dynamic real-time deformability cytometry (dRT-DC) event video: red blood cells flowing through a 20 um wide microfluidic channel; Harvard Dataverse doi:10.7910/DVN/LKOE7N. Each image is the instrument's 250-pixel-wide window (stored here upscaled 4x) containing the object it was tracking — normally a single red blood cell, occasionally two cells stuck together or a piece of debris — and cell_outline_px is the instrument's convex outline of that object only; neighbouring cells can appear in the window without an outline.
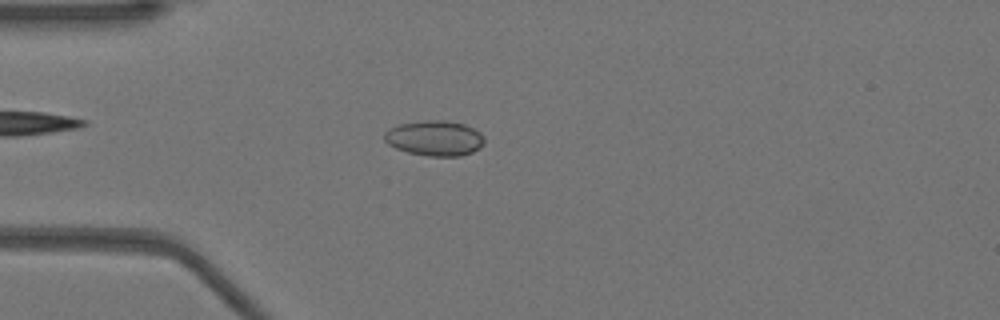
{"species": "Egyptian fruit bat (a non-hibernating species)", "species_latin": "Rousettus aegyptiacus", "temperature_condition": "warm", "stored_images_in_passage": 44, "camera_frame_rate_fps": 3000, "um_per_image_px": 0.085, "animal": {"sex": "female"}, "frame": {"image": 1, "passage_image": 14, "time_ms": 4.333, "image_size_px": [1000, 320], "cell_outline_px": [[484, 144], [480, 148], [472, 152], [460, 156], [428, 156], [408, 152], [396, 148], [388, 144], [384, 140], [384, 132], [400, 124], [428, 120], [444, 120], [464, 124], [480, 132], [484, 136]], "centroid_in_image_um": [36.97, 11.75], "position_along_channel_um": 48.0, "area_um2": 20.46}}
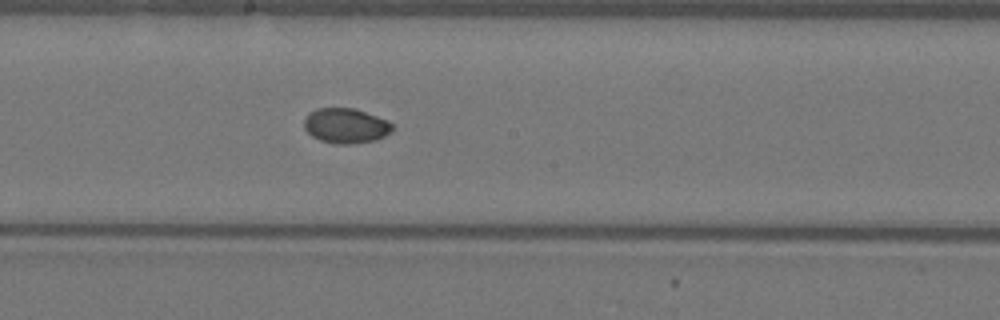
{"frame": {"image": 2, "passage_image": 28, "time_ms": 9.0, "image_size_px": [1000, 320], "cell_outline_px": [[392, 128], [384, 136], [376, 140], [352, 144], [336, 144], [320, 140], [312, 136], [304, 128], [304, 120], [316, 108], [352, 108], [388, 120], [392, 124]], "centroid_in_image_um": [29.38, 10.7], "position_along_channel_um": 218.8, "area_um2": 17.74}}
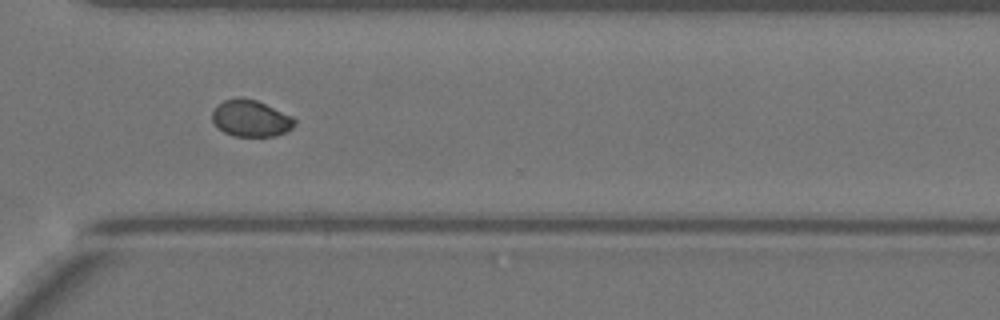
{"frame": {"image": 3, "passage_image": 38, "time_ms": 12.333, "image_size_px": [1000, 320], "cell_outline_px": [[296, 124], [292, 128], [276, 136], [232, 136], [224, 132], [212, 120], [212, 112], [216, 104], [224, 100], [240, 96], [256, 100], [292, 116], [296, 120]], "centroid_in_image_um": [21.3, 10.05], "position_along_channel_um": 349.3, "area_um2": 17.63}, "authors_computed_cell_mechanics": {"area_um2": 18.496, "velocity_mm_per_s": 3.9256, "shape_relaxation_time_tau1_ms": 9.5071, "shape_relaxation_time_tau2_ms": null, "deformation_change_tau1": 0.1558, "deformation_change_tau2": null}}